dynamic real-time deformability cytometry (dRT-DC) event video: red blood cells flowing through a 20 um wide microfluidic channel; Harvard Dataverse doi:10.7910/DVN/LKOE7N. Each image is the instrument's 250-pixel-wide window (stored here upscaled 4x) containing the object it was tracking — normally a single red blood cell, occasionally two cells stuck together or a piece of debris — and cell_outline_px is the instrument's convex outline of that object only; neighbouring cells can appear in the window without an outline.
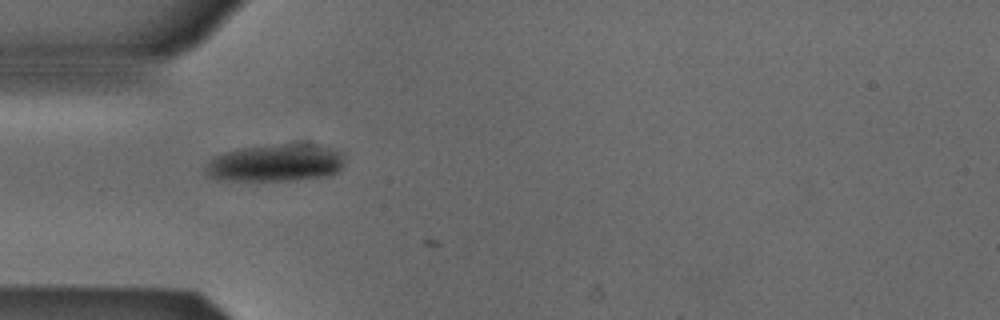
{"species": "Egyptian fruit bat (a non-hibernating species)", "species_latin": "Rousettus aegyptiacus", "temperature_condition": "cold", "stored_images_in_passage": 2, "camera_frame_rate_fps": 3000, "um_per_image_px": 0.085, "animal": {"sex": "male"}, "frame": {"image": 1, "passage_image": 1, "time_ms": 0.0, "image_size_px": [1000, 320], "cell_outline_px": [[344, 160], [340, 168], [332, 176], [292, 180], [220, 180], [208, 176], [204, 172], [204, 168], [208, 160], [212, 156], [224, 152], [244, 148], [280, 144], [316, 144], [332, 148], [340, 152], [344, 156]], "centroid_in_image_um": [23.41, 13.85], "position_along_channel_um": 61.6, "area_um2": 30.46}}